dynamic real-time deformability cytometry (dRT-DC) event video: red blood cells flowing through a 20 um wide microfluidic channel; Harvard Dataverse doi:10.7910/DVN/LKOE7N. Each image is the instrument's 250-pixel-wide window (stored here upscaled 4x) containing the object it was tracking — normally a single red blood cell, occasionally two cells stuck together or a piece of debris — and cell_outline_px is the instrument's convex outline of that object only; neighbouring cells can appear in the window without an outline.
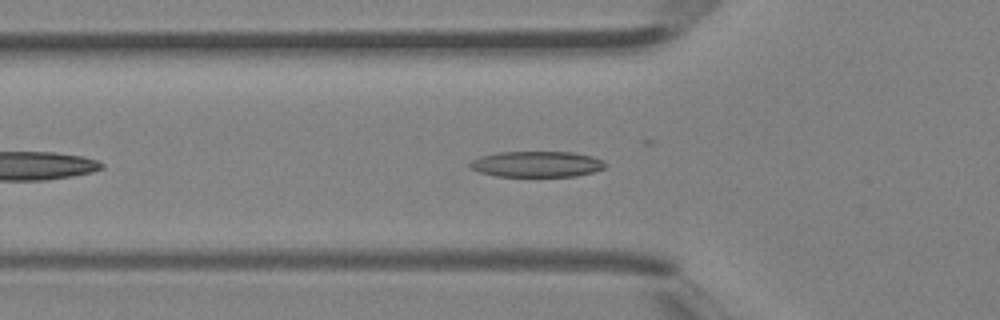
{"species": "Egyptian fruit bat (a non-hibernating species)", "species_latin": "Rousettus aegyptiacus", "temperature_condition": "room temperature", "stored_images_in_passage": 32, "camera_frame_rate_fps": 3000, "um_per_image_px": 0.085, "animal": {"sex": "female"}, "frame": {"image": 1, "passage_image": 5, "time_ms": 1.333, "image_size_px": [1000, 320], "cell_outline_px": [[608, 164], [604, 168], [592, 172], [576, 176], [496, 176], [480, 172], [468, 168], [468, 164], [472, 160], [480, 156], [500, 152], [572, 152], [592, 156]], "centroid_in_image_um": [45.59, 13.95], "position_along_channel_um": 80.2, "area_um2": 20.35}}
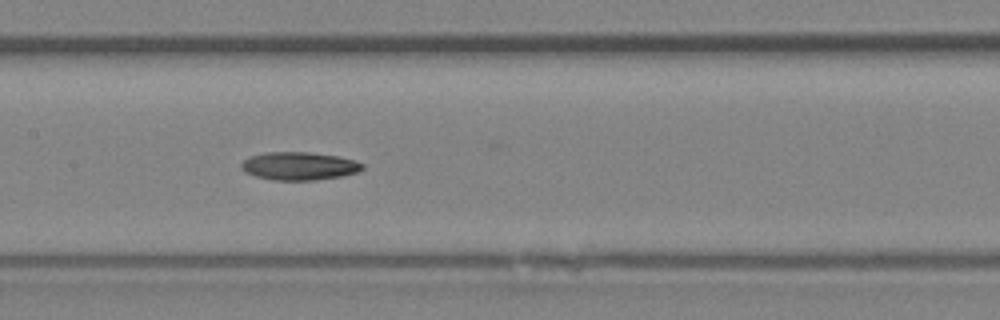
{"frame": {"image": 2, "passage_image": 11, "time_ms": 3.333, "image_size_px": [1000, 320], "cell_outline_px": [[364, 168], [356, 172], [340, 176], [316, 180], [272, 180], [256, 176], [244, 172], [240, 168], [240, 164], [248, 156], [264, 152], [308, 152], [336, 156], [352, 160], [364, 164]], "centroid_in_image_um": [25.36, 14.11], "position_along_channel_um": 182.0, "area_um2": 19.77}}
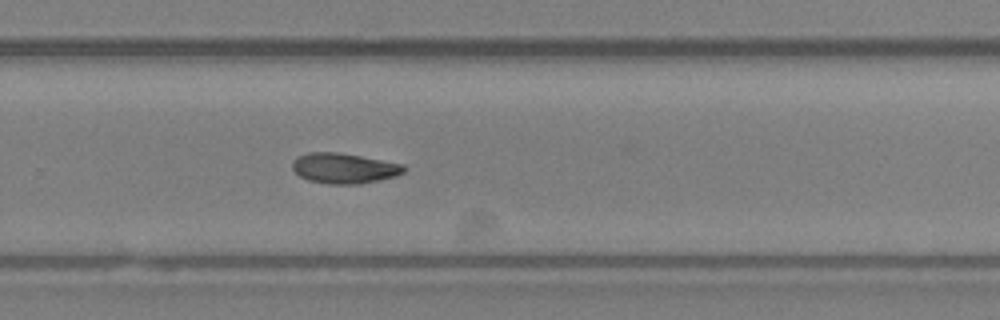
{"frame": {"image": 3, "passage_image": 18, "time_ms": 5.667, "image_size_px": [1000, 320], "cell_outline_px": [[404, 172], [396, 176], [360, 184], [328, 184], [308, 180], [300, 176], [292, 168], [292, 160], [296, 156], [308, 152], [336, 152], [360, 156], [404, 164]], "centroid_in_image_um": [29.21, 14.3], "position_along_channel_um": 300.6, "area_um2": 19.71}}